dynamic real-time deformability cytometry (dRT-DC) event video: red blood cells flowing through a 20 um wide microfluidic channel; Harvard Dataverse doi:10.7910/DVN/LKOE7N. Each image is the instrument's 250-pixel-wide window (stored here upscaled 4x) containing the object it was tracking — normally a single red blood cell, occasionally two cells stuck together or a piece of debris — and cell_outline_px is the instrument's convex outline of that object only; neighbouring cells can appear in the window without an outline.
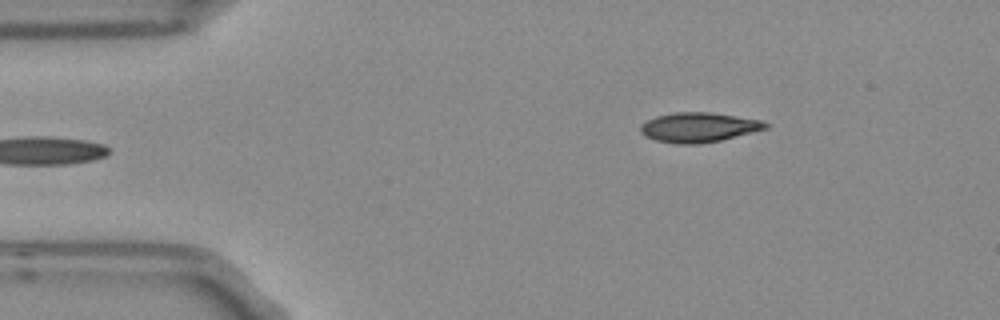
{"species": "Egyptian fruit bat (a non-hibernating species)", "species_latin": "Rousettus aegyptiacus", "temperature_condition": "room temperature", "stored_images_in_passage": 4, "camera_frame_rate_fps": 3000, "um_per_image_px": 0.085, "frame": {"image": 1, "passage_image": 4, "time_ms": 1.0, "image_size_px": [1000, 320], "cell_outline_px": [[768, 128], [720, 140], [700, 144], [680, 144], [656, 140], [644, 136], [640, 132], [640, 124], [656, 116], [676, 112], [712, 112], [760, 120], [768, 124]], "centroid_in_image_um": [59.35, 10.82], "position_along_channel_um": 25.6, "area_um2": 21.5}}